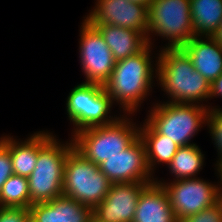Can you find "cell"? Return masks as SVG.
<instances>
[{
	"mask_svg": "<svg viewBox=\"0 0 222 222\" xmlns=\"http://www.w3.org/2000/svg\"><path fill=\"white\" fill-rule=\"evenodd\" d=\"M152 48L154 46L148 44L139 53L117 61L112 74L103 85L113 105H119L120 113L134 116L143 101L150 96L152 87H155L154 78L157 81L158 61L157 57L155 61L152 59H155L158 53L152 56Z\"/></svg>",
	"mask_w": 222,
	"mask_h": 222,
	"instance_id": "1",
	"label": "cell"
},
{
	"mask_svg": "<svg viewBox=\"0 0 222 222\" xmlns=\"http://www.w3.org/2000/svg\"><path fill=\"white\" fill-rule=\"evenodd\" d=\"M157 85L168 100L178 104H197L211 108V83L195 70L190 57L182 48H162L157 56Z\"/></svg>",
	"mask_w": 222,
	"mask_h": 222,
	"instance_id": "2",
	"label": "cell"
},
{
	"mask_svg": "<svg viewBox=\"0 0 222 222\" xmlns=\"http://www.w3.org/2000/svg\"><path fill=\"white\" fill-rule=\"evenodd\" d=\"M65 142L47 130L38 131L37 162L28 177L30 206L63 195L65 161L74 148L72 138Z\"/></svg>",
	"mask_w": 222,
	"mask_h": 222,
	"instance_id": "3",
	"label": "cell"
},
{
	"mask_svg": "<svg viewBox=\"0 0 222 222\" xmlns=\"http://www.w3.org/2000/svg\"><path fill=\"white\" fill-rule=\"evenodd\" d=\"M120 115L113 123L78 131L71 136L74 149L85 159L99 165L128 148L139 137V125Z\"/></svg>",
	"mask_w": 222,
	"mask_h": 222,
	"instance_id": "4",
	"label": "cell"
},
{
	"mask_svg": "<svg viewBox=\"0 0 222 222\" xmlns=\"http://www.w3.org/2000/svg\"><path fill=\"white\" fill-rule=\"evenodd\" d=\"M209 108L197 104L152 103L145 119L159 134L179 147L192 145L191 139L206 126ZM204 125V126H203Z\"/></svg>",
	"mask_w": 222,
	"mask_h": 222,
	"instance_id": "5",
	"label": "cell"
},
{
	"mask_svg": "<svg viewBox=\"0 0 222 222\" xmlns=\"http://www.w3.org/2000/svg\"><path fill=\"white\" fill-rule=\"evenodd\" d=\"M190 7V0H152L148 6V44L155 45L152 38L159 36L169 40L160 49L182 48L195 36Z\"/></svg>",
	"mask_w": 222,
	"mask_h": 222,
	"instance_id": "6",
	"label": "cell"
},
{
	"mask_svg": "<svg viewBox=\"0 0 222 222\" xmlns=\"http://www.w3.org/2000/svg\"><path fill=\"white\" fill-rule=\"evenodd\" d=\"M112 182L99 166L85 159L74 148L68 153L63 176V195L94 209L104 200Z\"/></svg>",
	"mask_w": 222,
	"mask_h": 222,
	"instance_id": "7",
	"label": "cell"
},
{
	"mask_svg": "<svg viewBox=\"0 0 222 222\" xmlns=\"http://www.w3.org/2000/svg\"><path fill=\"white\" fill-rule=\"evenodd\" d=\"M65 105L73 124L71 136L87 128L113 123L119 117L110 115L112 99L103 85L97 83H79L69 92Z\"/></svg>",
	"mask_w": 222,
	"mask_h": 222,
	"instance_id": "8",
	"label": "cell"
},
{
	"mask_svg": "<svg viewBox=\"0 0 222 222\" xmlns=\"http://www.w3.org/2000/svg\"><path fill=\"white\" fill-rule=\"evenodd\" d=\"M217 171L218 182H209L200 177L183 178L174 181L158 180L163 185L169 197L170 205L174 211L177 221L187 216L196 214L218 202L219 188L222 183V170ZM220 183V184H219Z\"/></svg>",
	"mask_w": 222,
	"mask_h": 222,
	"instance_id": "9",
	"label": "cell"
},
{
	"mask_svg": "<svg viewBox=\"0 0 222 222\" xmlns=\"http://www.w3.org/2000/svg\"><path fill=\"white\" fill-rule=\"evenodd\" d=\"M79 31V61L84 83L104 85L116 63L113 54L101 33L87 19H83Z\"/></svg>",
	"mask_w": 222,
	"mask_h": 222,
	"instance_id": "10",
	"label": "cell"
},
{
	"mask_svg": "<svg viewBox=\"0 0 222 222\" xmlns=\"http://www.w3.org/2000/svg\"><path fill=\"white\" fill-rule=\"evenodd\" d=\"M83 18L91 24L115 25L148 34V6L127 0H95Z\"/></svg>",
	"mask_w": 222,
	"mask_h": 222,
	"instance_id": "11",
	"label": "cell"
},
{
	"mask_svg": "<svg viewBox=\"0 0 222 222\" xmlns=\"http://www.w3.org/2000/svg\"><path fill=\"white\" fill-rule=\"evenodd\" d=\"M112 183H151L156 177L148 169L145 145L138 137L128 148L98 165Z\"/></svg>",
	"mask_w": 222,
	"mask_h": 222,
	"instance_id": "12",
	"label": "cell"
},
{
	"mask_svg": "<svg viewBox=\"0 0 222 222\" xmlns=\"http://www.w3.org/2000/svg\"><path fill=\"white\" fill-rule=\"evenodd\" d=\"M148 183H113L102 202L93 209L100 222H133L142 189Z\"/></svg>",
	"mask_w": 222,
	"mask_h": 222,
	"instance_id": "13",
	"label": "cell"
},
{
	"mask_svg": "<svg viewBox=\"0 0 222 222\" xmlns=\"http://www.w3.org/2000/svg\"><path fill=\"white\" fill-rule=\"evenodd\" d=\"M35 222H90L93 209L73 198L60 195L49 202L35 203L29 207Z\"/></svg>",
	"mask_w": 222,
	"mask_h": 222,
	"instance_id": "14",
	"label": "cell"
},
{
	"mask_svg": "<svg viewBox=\"0 0 222 222\" xmlns=\"http://www.w3.org/2000/svg\"><path fill=\"white\" fill-rule=\"evenodd\" d=\"M182 49L209 83L222 74V47L210 36H194Z\"/></svg>",
	"mask_w": 222,
	"mask_h": 222,
	"instance_id": "15",
	"label": "cell"
},
{
	"mask_svg": "<svg viewBox=\"0 0 222 222\" xmlns=\"http://www.w3.org/2000/svg\"><path fill=\"white\" fill-rule=\"evenodd\" d=\"M133 222H178L162 184H147L139 196Z\"/></svg>",
	"mask_w": 222,
	"mask_h": 222,
	"instance_id": "16",
	"label": "cell"
},
{
	"mask_svg": "<svg viewBox=\"0 0 222 222\" xmlns=\"http://www.w3.org/2000/svg\"><path fill=\"white\" fill-rule=\"evenodd\" d=\"M92 25L101 33L116 62L139 53L148 45L147 37L139 31L115 25Z\"/></svg>",
	"mask_w": 222,
	"mask_h": 222,
	"instance_id": "17",
	"label": "cell"
},
{
	"mask_svg": "<svg viewBox=\"0 0 222 222\" xmlns=\"http://www.w3.org/2000/svg\"><path fill=\"white\" fill-rule=\"evenodd\" d=\"M142 124H139V137L145 145L148 169L155 177V167L160 164L168 166L179 146L168 137L159 134L146 120Z\"/></svg>",
	"mask_w": 222,
	"mask_h": 222,
	"instance_id": "18",
	"label": "cell"
},
{
	"mask_svg": "<svg viewBox=\"0 0 222 222\" xmlns=\"http://www.w3.org/2000/svg\"><path fill=\"white\" fill-rule=\"evenodd\" d=\"M0 140L9 148L14 174L29 177L37 162L38 132L30 134L25 140L3 134Z\"/></svg>",
	"mask_w": 222,
	"mask_h": 222,
	"instance_id": "19",
	"label": "cell"
},
{
	"mask_svg": "<svg viewBox=\"0 0 222 222\" xmlns=\"http://www.w3.org/2000/svg\"><path fill=\"white\" fill-rule=\"evenodd\" d=\"M195 36H211L222 22V0H190Z\"/></svg>",
	"mask_w": 222,
	"mask_h": 222,
	"instance_id": "20",
	"label": "cell"
},
{
	"mask_svg": "<svg viewBox=\"0 0 222 222\" xmlns=\"http://www.w3.org/2000/svg\"><path fill=\"white\" fill-rule=\"evenodd\" d=\"M204 155L199 145L196 144L179 147L167 166L170 175L174 177L171 181L183 178H198L196 175L200 174L204 167Z\"/></svg>",
	"mask_w": 222,
	"mask_h": 222,
	"instance_id": "21",
	"label": "cell"
},
{
	"mask_svg": "<svg viewBox=\"0 0 222 222\" xmlns=\"http://www.w3.org/2000/svg\"><path fill=\"white\" fill-rule=\"evenodd\" d=\"M0 207L29 208L28 177L12 174L0 191Z\"/></svg>",
	"mask_w": 222,
	"mask_h": 222,
	"instance_id": "22",
	"label": "cell"
},
{
	"mask_svg": "<svg viewBox=\"0 0 222 222\" xmlns=\"http://www.w3.org/2000/svg\"><path fill=\"white\" fill-rule=\"evenodd\" d=\"M206 126L218 152V160L214 163L215 167L222 168V108L211 105L208 110Z\"/></svg>",
	"mask_w": 222,
	"mask_h": 222,
	"instance_id": "23",
	"label": "cell"
},
{
	"mask_svg": "<svg viewBox=\"0 0 222 222\" xmlns=\"http://www.w3.org/2000/svg\"><path fill=\"white\" fill-rule=\"evenodd\" d=\"M178 222H222V207L219 202L197 212L191 216H187Z\"/></svg>",
	"mask_w": 222,
	"mask_h": 222,
	"instance_id": "24",
	"label": "cell"
},
{
	"mask_svg": "<svg viewBox=\"0 0 222 222\" xmlns=\"http://www.w3.org/2000/svg\"><path fill=\"white\" fill-rule=\"evenodd\" d=\"M12 174L14 172L9 148L0 140V191Z\"/></svg>",
	"mask_w": 222,
	"mask_h": 222,
	"instance_id": "25",
	"label": "cell"
},
{
	"mask_svg": "<svg viewBox=\"0 0 222 222\" xmlns=\"http://www.w3.org/2000/svg\"><path fill=\"white\" fill-rule=\"evenodd\" d=\"M29 208L0 207V222H27Z\"/></svg>",
	"mask_w": 222,
	"mask_h": 222,
	"instance_id": "26",
	"label": "cell"
},
{
	"mask_svg": "<svg viewBox=\"0 0 222 222\" xmlns=\"http://www.w3.org/2000/svg\"><path fill=\"white\" fill-rule=\"evenodd\" d=\"M215 98H222V74L211 84L210 100Z\"/></svg>",
	"mask_w": 222,
	"mask_h": 222,
	"instance_id": "27",
	"label": "cell"
},
{
	"mask_svg": "<svg viewBox=\"0 0 222 222\" xmlns=\"http://www.w3.org/2000/svg\"><path fill=\"white\" fill-rule=\"evenodd\" d=\"M222 47V22L218 29L210 36Z\"/></svg>",
	"mask_w": 222,
	"mask_h": 222,
	"instance_id": "28",
	"label": "cell"
},
{
	"mask_svg": "<svg viewBox=\"0 0 222 222\" xmlns=\"http://www.w3.org/2000/svg\"><path fill=\"white\" fill-rule=\"evenodd\" d=\"M127 1H130V2H138L140 4H145L147 6L150 5V3L152 2V0H127Z\"/></svg>",
	"mask_w": 222,
	"mask_h": 222,
	"instance_id": "29",
	"label": "cell"
},
{
	"mask_svg": "<svg viewBox=\"0 0 222 222\" xmlns=\"http://www.w3.org/2000/svg\"><path fill=\"white\" fill-rule=\"evenodd\" d=\"M90 222H100L98 221L94 216L91 218V221Z\"/></svg>",
	"mask_w": 222,
	"mask_h": 222,
	"instance_id": "30",
	"label": "cell"
},
{
	"mask_svg": "<svg viewBox=\"0 0 222 222\" xmlns=\"http://www.w3.org/2000/svg\"><path fill=\"white\" fill-rule=\"evenodd\" d=\"M27 222H35L31 217L27 220Z\"/></svg>",
	"mask_w": 222,
	"mask_h": 222,
	"instance_id": "31",
	"label": "cell"
}]
</instances>
